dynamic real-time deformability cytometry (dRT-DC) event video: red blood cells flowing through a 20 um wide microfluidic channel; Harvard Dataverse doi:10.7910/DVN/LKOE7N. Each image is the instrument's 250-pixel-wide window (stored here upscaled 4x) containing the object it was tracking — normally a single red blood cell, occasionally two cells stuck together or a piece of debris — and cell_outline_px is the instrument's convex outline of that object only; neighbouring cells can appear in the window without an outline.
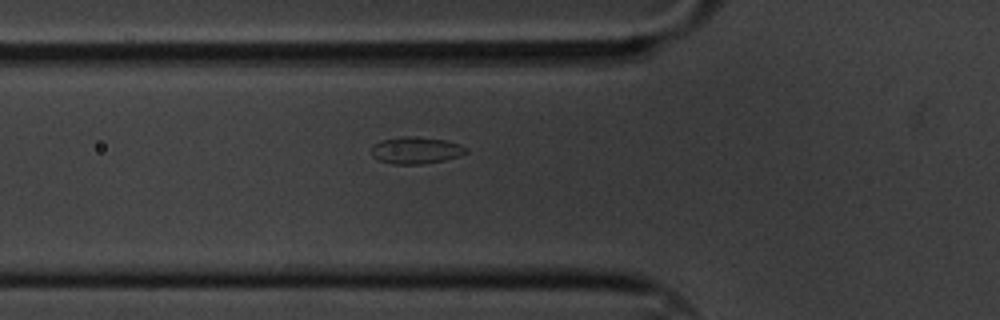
{"species": "common noctule bat (a hibernating species)", "species_latin": "Nyctalus noctula", "temperature_condition": "cold", "stored_images_in_passage": 5, "camera_frame_rate_fps": 3000, "um_per_image_px": 0.085, "animal": {"sex": "male", "body_mass_g": 20.1, "forearm_length_mm": 53.5}, "frame": {"image": 1, "passage_image": 5, "time_ms": 1.333, "image_size_px": [1000, 320], "cell_outline_px": [[468, 152], [460, 156], [444, 160], [420, 164], [392, 164], [376, 160], [372, 156], [372, 144], [380, 140], [404, 136], [416, 136], [444, 140], [460, 144], [468, 148]], "centroid_in_image_um": [35.33, 12.77], "position_along_channel_um": 90.5, "area_um2": 15.03}}